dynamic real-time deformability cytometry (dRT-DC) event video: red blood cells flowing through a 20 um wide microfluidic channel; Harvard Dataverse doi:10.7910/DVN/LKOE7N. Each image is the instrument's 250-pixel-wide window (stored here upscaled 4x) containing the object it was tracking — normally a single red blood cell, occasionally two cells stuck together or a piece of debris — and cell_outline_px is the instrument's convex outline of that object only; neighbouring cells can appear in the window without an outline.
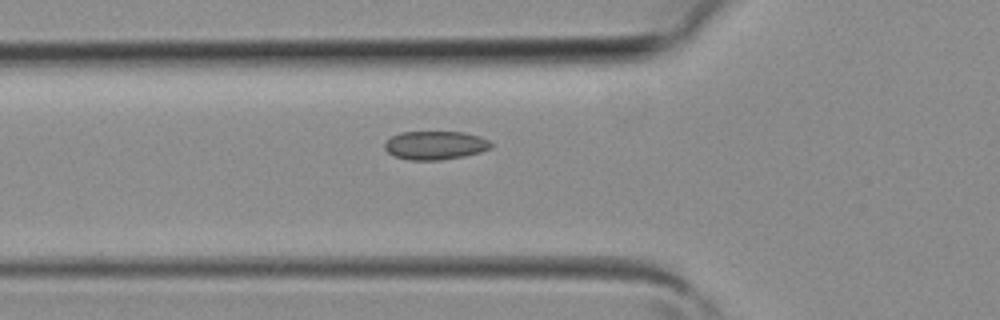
{"species": "common noctule bat (a hibernating species)", "species_latin": "Nyctalus noctula", "temperature_condition": "room temperature", "stored_images_in_passage": 5, "camera_frame_rate_fps": 3000, "um_per_image_px": 0.085, "animal": {"sex": "female", "body_mass_g": 19.3, "forearm_length_mm": 54.1}, "frame": {"image": 1, "passage_image": 5, "time_ms": 1.333, "image_size_px": [1000, 320], "cell_outline_px": [[492, 148], [480, 152], [464, 156], [440, 160], [408, 160], [396, 156], [388, 152], [384, 148], [384, 144], [392, 136], [400, 132], [464, 132], [480, 136], [488, 140], [492, 144]], "centroid_in_image_um": [37.01, 12.35], "position_along_channel_um": 88.8, "area_um2": 17.69}}